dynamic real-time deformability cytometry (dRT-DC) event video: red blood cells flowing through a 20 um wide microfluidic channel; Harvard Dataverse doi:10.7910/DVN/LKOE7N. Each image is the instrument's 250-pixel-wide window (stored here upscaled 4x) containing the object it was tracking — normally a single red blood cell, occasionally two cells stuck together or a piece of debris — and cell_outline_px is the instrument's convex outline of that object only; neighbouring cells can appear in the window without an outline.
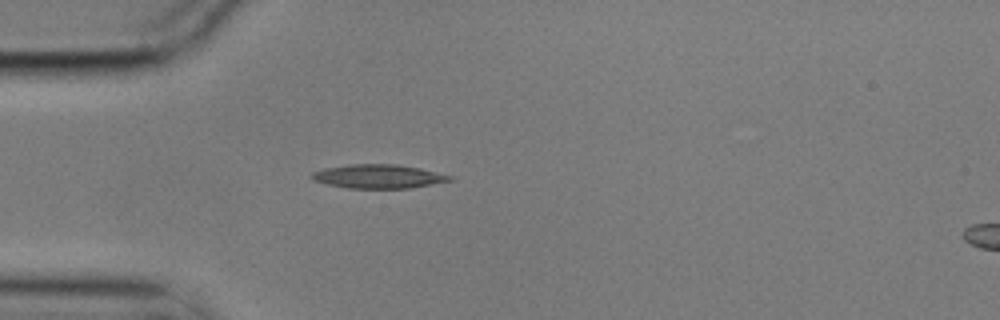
{"species": "common noctule bat (a hibernating species)", "species_latin": "Nyctalus noctula", "temperature_condition": "cold", "stored_images_in_passage": 2, "segment_of_instrument_passage": [1, 2], "camera_frame_rate_fps": 3000, "um_per_image_px": 0.085, "animal": {"sex": "male", "body_mass_g": 17.9}, "frame": {"image": 1, "passage_image": 1, "time_ms": 0.0, "image_size_px": [1000, 320], "cell_outline_px": [[456, 180], [408, 188], [348, 188], [328, 184], [312, 180], [308, 176], [312, 172], [324, 168], [348, 164], [396, 164], [420, 168], [452, 176]], "centroid_in_image_um": [32.14, 14.99], "position_along_channel_um": 52.9, "area_um2": 19.25}}